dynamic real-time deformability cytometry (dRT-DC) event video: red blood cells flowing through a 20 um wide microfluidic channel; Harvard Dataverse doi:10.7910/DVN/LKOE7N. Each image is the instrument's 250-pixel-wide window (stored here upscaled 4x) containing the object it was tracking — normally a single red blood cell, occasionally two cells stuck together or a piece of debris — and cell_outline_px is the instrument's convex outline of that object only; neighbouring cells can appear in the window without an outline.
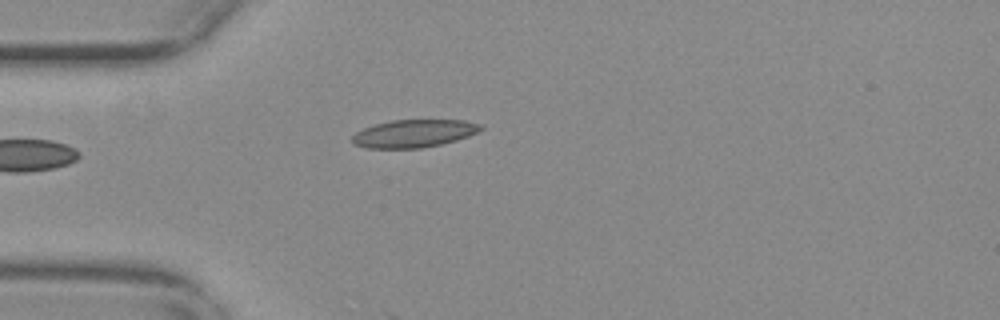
{"species": "common noctule bat (a hibernating species)", "species_latin": "Nyctalus noctula", "temperature_condition": "warm", "stored_images_in_passage": 38, "camera_frame_rate_fps": 3000, "um_per_image_px": 0.085, "animal": {"sex": "female", "body_mass_g": 29.2, "forearm_length_mm": 56.3}, "frame": {"image": 1, "passage_image": 1, "time_ms": 0.0, "image_size_px": [1000, 320], "cell_outline_px": [[484, 128], [468, 136], [456, 140], [440, 144], [420, 148], [368, 148], [352, 144], [352, 136], [356, 132], [364, 128], [376, 124], [392, 120], [464, 120], [480, 124]], "centroid_in_image_um": [35.16, 11.34], "position_along_channel_um": 49.8, "area_um2": 20.63}}
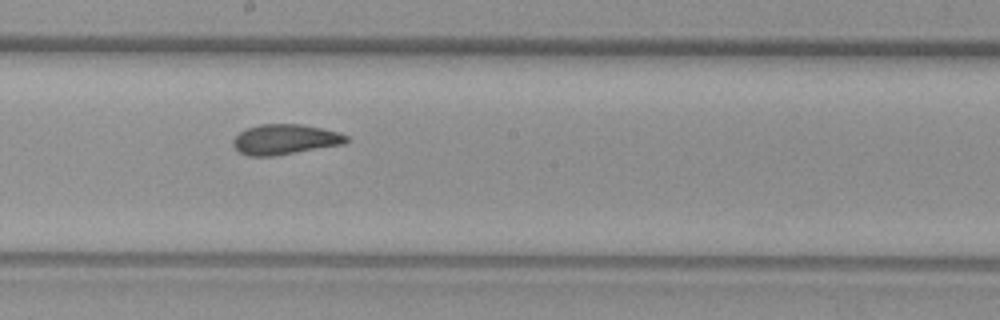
{"frame": {"image": 2, "passage_image": 16, "time_ms": 5.0, "image_size_px": [1000, 320], "cell_outline_px": [[352, 140], [344, 144], [276, 156], [248, 156], [240, 152], [232, 144], [232, 140], [240, 132], [248, 128], [260, 124], [300, 124], [340, 132], [348, 136]], "centroid_in_image_um": [24.27, 11.86], "position_along_channel_um": 223.9, "area_um2": 20.06}}
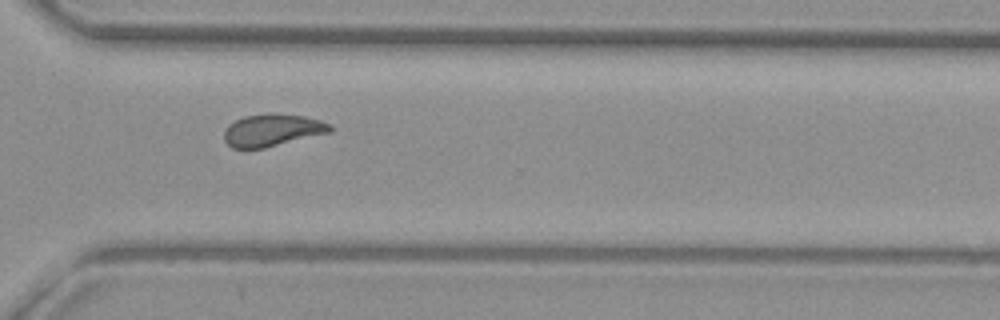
{"frame": {"image": 3, "passage_image": 26, "time_ms": 8.333, "image_size_px": [1000, 320], "cell_outline_px": [[332, 132], [264, 148], [232, 148], [224, 140], [224, 132], [228, 124], [244, 116], [304, 116], [320, 120], [328, 124], [332, 128]], "centroid_in_image_um": [23.13, 11.11], "position_along_channel_um": 347.5, "area_um2": 19.13}, "authors_computed_cell_mechanics": {"area_um2": 19.8543, "velocity_mm_per_s": 3.7145, "shape_relaxation_time_tau1_ms": 8.6739, "shape_relaxation_time_tau2_ms": 1.4167, "deformation_change_tau1": 0.1982, "deformation_change_tau2": 0.0723}}